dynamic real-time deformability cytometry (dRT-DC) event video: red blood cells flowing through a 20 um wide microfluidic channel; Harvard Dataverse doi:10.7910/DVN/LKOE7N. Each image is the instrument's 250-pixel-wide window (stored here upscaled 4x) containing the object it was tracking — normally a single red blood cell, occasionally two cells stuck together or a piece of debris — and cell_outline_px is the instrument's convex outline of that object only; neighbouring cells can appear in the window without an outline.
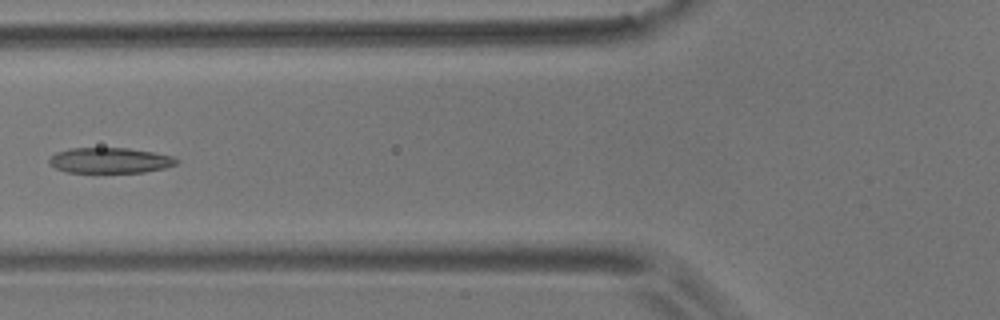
{"species": "common noctule bat (a hibernating species)", "species_latin": "Nyctalus noctula", "temperature_condition": "room temperature", "stored_images_in_passage": 10, "camera_frame_rate_fps": 3000, "um_per_image_px": 0.085, "animal": {"sex": "male", "body_mass_g": 17.9}, "frame": {"image": 1, "passage_image": 6, "time_ms": 1.667, "image_size_px": [1000, 320], "cell_outline_px": [[180, 160], [176, 164], [164, 168], [144, 172], [68, 172], [56, 168], [48, 164], [48, 160], [56, 152], [68, 148], [128, 148], [156, 152], [172, 156]], "centroid_in_image_um": [9.35, 13.62], "position_along_channel_um": 116.4, "area_um2": 18.96}}
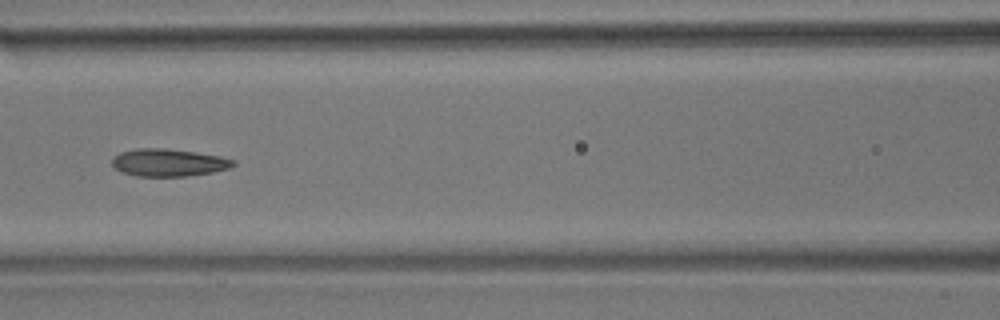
{"frame": {"image": 2, "passage_image": 7, "time_ms": 2.0, "image_size_px": [1000, 320], "cell_outline_px": [[236, 164], [228, 168], [212, 172], [184, 176], [136, 176], [124, 172], [116, 168], [112, 164], [112, 156], [120, 152], [140, 148], [164, 148], [196, 152], [220, 156], [236, 160]], "centroid_in_image_um": [14.33, 13.81], "position_along_channel_um": 152.3, "area_um2": 19.31}}